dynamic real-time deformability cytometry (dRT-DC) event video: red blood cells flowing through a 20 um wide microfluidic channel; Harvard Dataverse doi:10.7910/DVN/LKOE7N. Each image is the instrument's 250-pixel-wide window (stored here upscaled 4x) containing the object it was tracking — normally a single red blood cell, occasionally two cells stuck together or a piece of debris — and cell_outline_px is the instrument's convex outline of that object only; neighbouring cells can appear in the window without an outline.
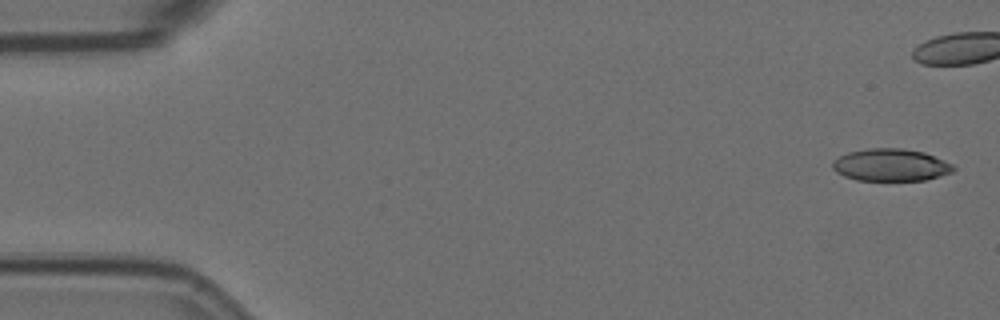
{"species": "Egyptian fruit bat (a non-hibernating species)", "species_latin": "Rousettus aegyptiacus", "temperature_condition": "room temperature", "stored_images_in_passage": 5, "camera_frame_rate_fps": 3000, "um_per_image_px": 0.085, "animal": {"sex": "female"}, "frame": {"image": 1, "passage_image": 1, "time_ms": 0.0, "image_size_px": [1000, 320], "cell_outline_px": [[956, 168], [952, 172], [940, 176], [924, 180], [856, 180], [844, 176], [836, 172], [832, 168], [832, 160], [848, 152], [868, 148], [904, 148], [924, 152], [944, 160], [952, 164]], "centroid_in_image_um": [75.7, 14.02], "position_along_channel_um": 9.3, "area_um2": 22.83}}
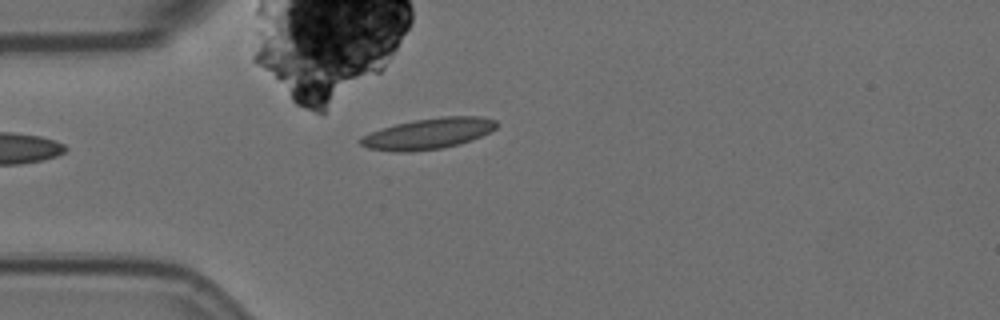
{"frame": {"image": 2, "passage_image": 5, "time_ms": 1.333, "image_size_px": [1000, 320], "cell_outline_px": [[500, 124], [496, 128], [472, 140], [460, 144], [440, 148], [408, 152], [396, 152], [368, 148], [360, 144], [356, 140], [360, 136], [396, 124], [416, 120], [444, 116], [484, 116], [496, 120]], "centroid_in_image_um": [36.42, 11.35], "position_along_channel_um": 48.6, "area_um2": 24.45}}